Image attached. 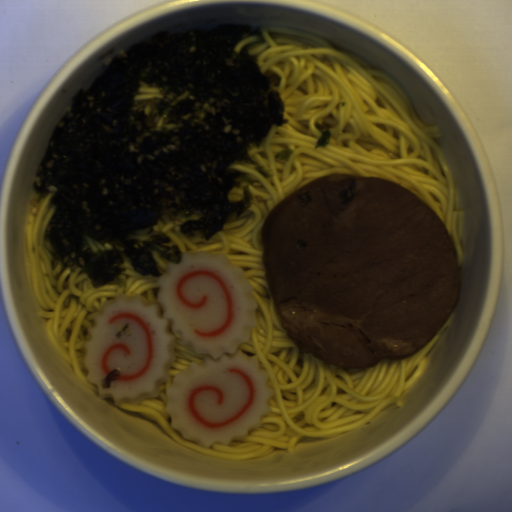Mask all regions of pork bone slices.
I'll return each mask as SVG.
<instances>
[{"label": "pork bone slices", "mask_w": 512, "mask_h": 512, "mask_svg": "<svg viewBox=\"0 0 512 512\" xmlns=\"http://www.w3.org/2000/svg\"><path fill=\"white\" fill-rule=\"evenodd\" d=\"M262 262L294 346L339 367L412 355L456 307V246L422 198L385 178L313 179L262 225Z\"/></svg>", "instance_id": "1"}]
</instances>
